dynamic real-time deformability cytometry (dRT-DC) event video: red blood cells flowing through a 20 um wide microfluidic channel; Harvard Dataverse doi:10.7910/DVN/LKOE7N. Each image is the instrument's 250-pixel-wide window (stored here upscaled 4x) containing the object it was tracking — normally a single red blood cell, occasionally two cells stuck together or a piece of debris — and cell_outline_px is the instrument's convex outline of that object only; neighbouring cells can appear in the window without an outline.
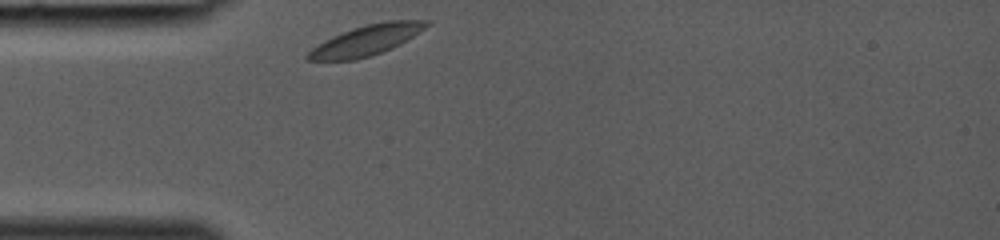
{"species": "common noctule bat (a hibernating species)", "species_latin": "Nyctalus noctula", "temperature_condition": "room temperature", "stored_images_in_passage": 24, "camera_frame_rate_fps": 3000, "um_per_image_px": 0.085, "animal": {"sex": "female", "body_mass_g": 19.0, "forearm_length_mm": 53.3}, "frame": {"image": 1, "passage_image": 1, "time_ms": 0.0, "image_size_px": [1000, 240], "cell_outline_px": [[432, 24], [400, 44], [392, 48], [356, 60], [304, 60], [304, 56], [312, 48], [324, 40], [332, 36], [352, 28], [368, 24], [388, 20], [432, 20]], "centroid_in_image_um": [31.14, 3.41], "position_along_channel_um": 53.9, "area_um2": 20.92}}
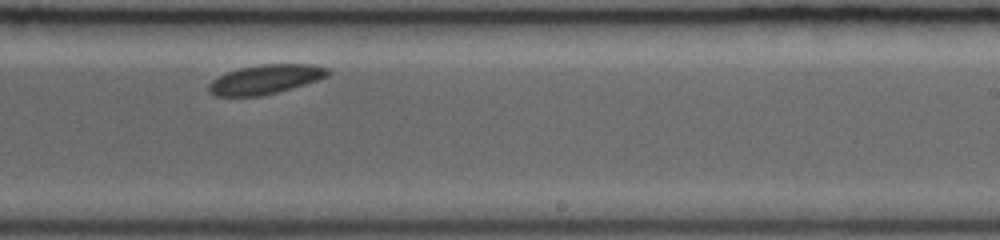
{"frame": {"image": 2, "passage_image": 15, "time_ms": 4.667, "image_size_px": [1000, 240], "cell_outline_px": [[332, 72], [328, 76], [292, 88], [260, 96], [216, 96], [208, 92], [208, 84], [212, 80], [228, 72], [240, 68], [260, 64], [312, 64], [328, 68]], "centroid_in_image_um": [22.56, 6.74], "position_along_channel_um": 266.4, "area_um2": 20.23}}
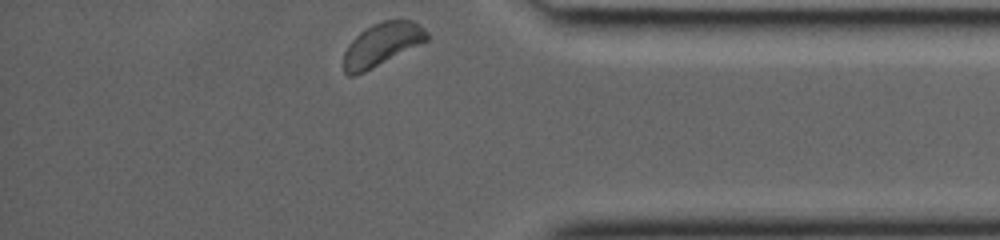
{"frame": {"image": 3, "passage_image": 24, "time_ms": 7.667, "image_size_px": [1000, 240], "cell_outline_px": [[428, 40], [364, 72], [352, 76], [348, 76], [344, 72], [344, 52], [348, 44], [360, 32], [372, 24], [384, 20], [400, 16], [412, 20], [420, 24], [428, 32]], "centroid_in_image_um": [32.48, 3.72], "position_along_channel_um": 402.7, "area_um2": 21.1}}